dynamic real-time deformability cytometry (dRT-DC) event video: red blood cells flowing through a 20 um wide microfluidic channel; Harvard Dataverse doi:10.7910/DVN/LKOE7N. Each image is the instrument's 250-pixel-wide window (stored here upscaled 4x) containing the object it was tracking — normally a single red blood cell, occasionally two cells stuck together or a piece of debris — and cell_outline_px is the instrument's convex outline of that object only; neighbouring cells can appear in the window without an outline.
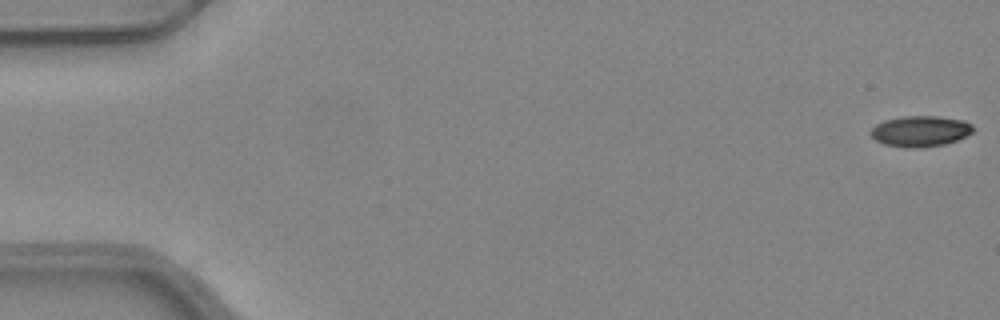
{"species": "common noctule bat (a hibernating species)", "species_latin": "Nyctalus noctula", "temperature_condition": "warm", "stored_images_in_passage": 52, "camera_frame_rate_fps": 3000, "um_per_image_px": 0.085, "animal": {"sex": "female", "body_mass_g": 24.6, "forearm_length_mm": 56.2}, "frame": {"image": 1, "passage_image": 1, "time_ms": 0.0, "image_size_px": [1000, 320], "cell_outline_px": [[972, 132], [956, 140], [944, 144], [916, 148], [908, 148], [884, 144], [876, 140], [868, 132], [876, 124], [884, 120], [904, 116], [940, 116], [964, 120], [972, 124]], "centroid_in_image_um": [78.2, 11.14], "position_along_channel_um": 6.8, "area_um2": 18.32}}
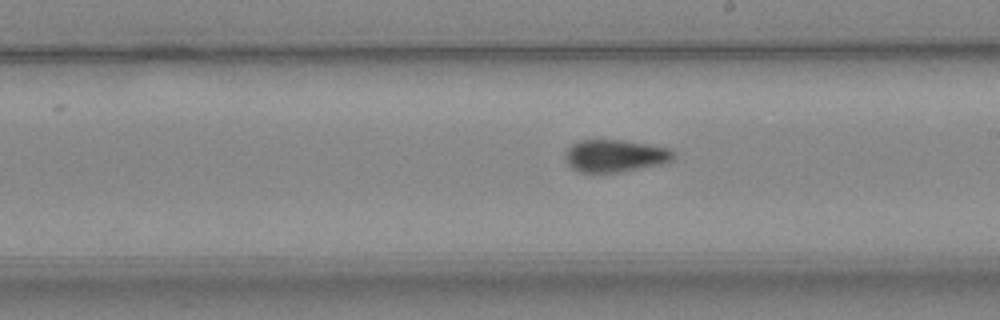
{"frame": {"image": 2, "passage_image": 30, "time_ms": 9.667, "image_size_px": [1000, 320], "cell_outline_px": [[676, 152], [672, 160], [660, 164], [620, 172], [580, 172], [572, 168], [568, 164], [564, 156], [568, 148], [572, 144], [580, 140], [624, 140], [668, 148]], "centroid_in_image_um": [52.27, 13.24], "position_along_channel_um": 236.7, "area_um2": 20.29}}
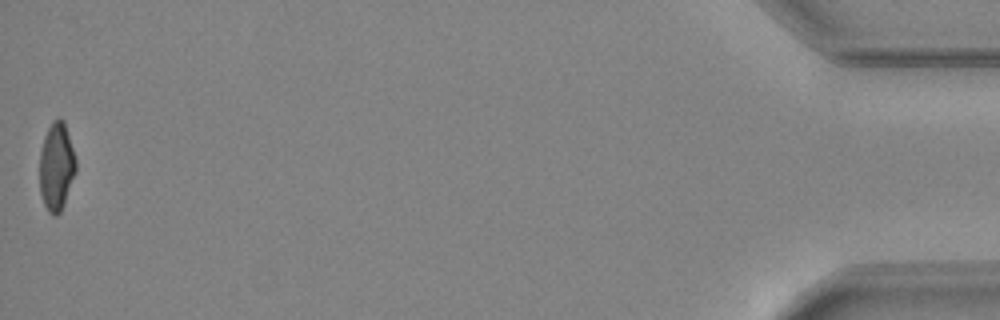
{"frame": {"image": 3, "passage_image": 52, "time_ms": 17.0, "image_size_px": [1000, 320], "cell_outline_px": [[76, 172], [64, 204], [60, 212], [56, 216], [52, 216], [48, 212], [44, 204], [40, 192], [40, 152], [44, 136], [52, 120], [56, 116], [60, 116], [64, 120], [76, 160]], "centroid_in_image_um": [4.8, 14.14], "position_along_channel_um": 430.4, "area_um2": 18.79}, "authors_computed_cell_mechanics": {"area_um2": 19.7965, "velocity_mm_per_s": 4.0011, "shape_relaxation_time_tau1_ms": null, "shape_relaxation_time_tau2_ms": 3.0592, "deformation_change_tau1": null, "deformation_change_tau2": 0.0861}}